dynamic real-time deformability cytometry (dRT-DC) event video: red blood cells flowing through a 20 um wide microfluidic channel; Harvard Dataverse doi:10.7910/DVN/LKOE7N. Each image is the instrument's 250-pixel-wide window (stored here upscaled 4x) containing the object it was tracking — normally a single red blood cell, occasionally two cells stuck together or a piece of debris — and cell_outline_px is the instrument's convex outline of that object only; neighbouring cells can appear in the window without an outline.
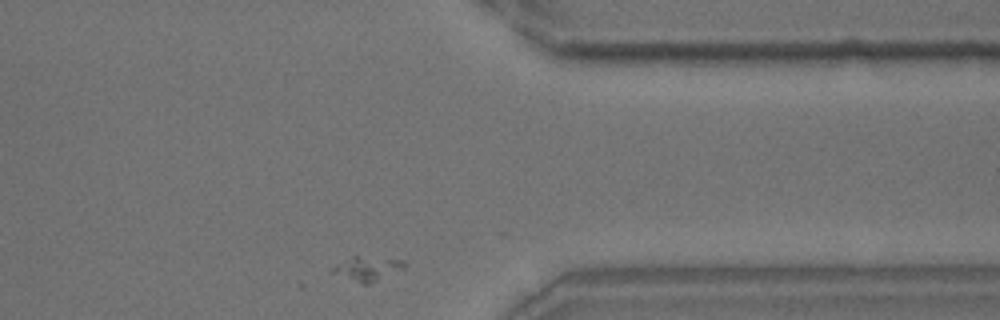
{"species": "common noctule bat (a hibernating species)", "species_latin": "Nyctalus noctula", "temperature_condition": "room temperature", "stored_images_in_passage": 9, "camera_frame_rate_fps": 3000, "um_per_image_px": 0.085, "animal": {"sex": "male", "body_mass_g": 18.8}, "frame": {"image": 1, "passage_image": 9, "time_ms": 9.333, "image_size_px": [1000, 320], "cell_outline_px": [[408, 264], [404, 268], [368, 284], [364, 284], [328, 272], [336, 264], [352, 256], [356, 256], [404, 260]], "centroid_in_image_um": [31.2, 22.82], "position_along_channel_um": 380.2, "area_um2": 10.0}}